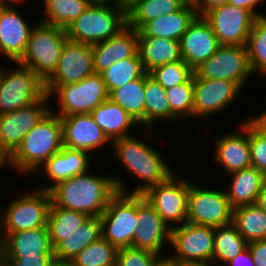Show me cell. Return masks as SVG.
<instances>
[{
	"mask_svg": "<svg viewBox=\"0 0 266 266\" xmlns=\"http://www.w3.org/2000/svg\"><path fill=\"white\" fill-rule=\"evenodd\" d=\"M90 172L89 170L55 185L50 190L52 203L56 207L82 212L88 216H101L117 192L130 194L125 188V182L119 177Z\"/></svg>",
	"mask_w": 266,
	"mask_h": 266,
	"instance_id": "6da1fadb",
	"label": "cell"
},
{
	"mask_svg": "<svg viewBox=\"0 0 266 266\" xmlns=\"http://www.w3.org/2000/svg\"><path fill=\"white\" fill-rule=\"evenodd\" d=\"M148 143L133 134L111 143L118 163H121L136 181L140 180L137 187L130 190V194H143L149 187L167 181L174 174L171 170L173 168L162 158L161 152L153 149Z\"/></svg>",
	"mask_w": 266,
	"mask_h": 266,
	"instance_id": "7a4b0ae2",
	"label": "cell"
},
{
	"mask_svg": "<svg viewBox=\"0 0 266 266\" xmlns=\"http://www.w3.org/2000/svg\"><path fill=\"white\" fill-rule=\"evenodd\" d=\"M53 109L21 140L20 145L11 154L12 167L17 173L30 174L58 153L63 147L62 124L60 116Z\"/></svg>",
	"mask_w": 266,
	"mask_h": 266,
	"instance_id": "3957f363",
	"label": "cell"
},
{
	"mask_svg": "<svg viewBox=\"0 0 266 266\" xmlns=\"http://www.w3.org/2000/svg\"><path fill=\"white\" fill-rule=\"evenodd\" d=\"M67 40L66 29L36 22L31 30L25 53L17 63L30 68L45 82L56 70Z\"/></svg>",
	"mask_w": 266,
	"mask_h": 266,
	"instance_id": "277c9868",
	"label": "cell"
},
{
	"mask_svg": "<svg viewBox=\"0 0 266 266\" xmlns=\"http://www.w3.org/2000/svg\"><path fill=\"white\" fill-rule=\"evenodd\" d=\"M35 189L9 201L0 215V242L10 233L47 227L52 203L50 191Z\"/></svg>",
	"mask_w": 266,
	"mask_h": 266,
	"instance_id": "5b68a950",
	"label": "cell"
},
{
	"mask_svg": "<svg viewBox=\"0 0 266 266\" xmlns=\"http://www.w3.org/2000/svg\"><path fill=\"white\" fill-rule=\"evenodd\" d=\"M126 25V12L119 6L90 4L66 29L69 40L95 44L113 37Z\"/></svg>",
	"mask_w": 266,
	"mask_h": 266,
	"instance_id": "8992f818",
	"label": "cell"
},
{
	"mask_svg": "<svg viewBox=\"0 0 266 266\" xmlns=\"http://www.w3.org/2000/svg\"><path fill=\"white\" fill-rule=\"evenodd\" d=\"M15 64L18 67L12 70L0 67V114L14 112L46 95L45 82L30 68Z\"/></svg>",
	"mask_w": 266,
	"mask_h": 266,
	"instance_id": "52a82bcc",
	"label": "cell"
},
{
	"mask_svg": "<svg viewBox=\"0 0 266 266\" xmlns=\"http://www.w3.org/2000/svg\"><path fill=\"white\" fill-rule=\"evenodd\" d=\"M101 237L117 249L132 246L137 219V194L117 192L100 216Z\"/></svg>",
	"mask_w": 266,
	"mask_h": 266,
	"instance_id": "ba28073f",
	"label": "cell"
},
{
	"mask_svg": "<svg viewBox=\"0 0 266 266\" xmlns=\"http://www.w3.org/2000/svg\"><path fill=\"white\" fill-rule=\"evenodd\" d=\"M54 96L59 110L53 113L62 117L91 113L109 98V93L101 74L94 73L80 82L58 86L49 95L50 98Z\"/></svg>",
	"mask_w": 266,
	"mask_h": 266,
	"instance_id": "9c48e42d",
	"label": "cell"
},
{
	"mask_svg": "<svg viewBox=\"0 0 266 266\" xmlns=\"http://www.w3.org/2000/svg\"><path fill=\"white\" fill-rule=\"evenodd\" d=\"M189 189L190 180L173 174L167 181L149 187L142 196L171 229L187 222Z\"/></svg>",
	"mask_w": 266,
	"mask_h": 266,
	"instance_id": "30bf717a",
	"label": "cell"
},
{
	"mask_svg": "<svg viewBox=\"0 0 266 266\" xmlns=\"http://www.w3.org/2000/svg\"><path fill=\"white\" fill-rule=\"evenodd\" d=\"M194 74L201 79L232 81L241 88L254 75L247 47L239 45H220L207 61L194 69Z\"/></svg>",
	"mask_w": 266,
	"mask_h": 266,
	"instance_id": "8fae6325",
	"label": "cell"
},
{
	"mask_svg": "<svg viewBox=\"0 0 266 266\" xmlns=\"http://www.w3.org/2000/svg\"><path fill=\"white\" fill-rule=\"evenodd\" d=\"M232 217L233 209L226 191L199 188L190 181L187 222L216 228L232 223Z\"/></svg>",
	"mask_w": 266,
	"mask_h": 266,
	"instance_id": "7c38bea8",
	"label": "cell"
},
{
	"mask_svg": "<svg viewBox=\"0 0 266 266\" xmlns=\"http://www.w3.org/2000/svg\"><path fill=\"white\" fill-rule=\"evenodd\" d=\"M214 239L215 227L186 222L171 228L168 245L172 246L174 251L167 255L177 262L212 263Z\"/></svg>",
	"mask_w": 266,
	"mask_h": 266,
	"instance_id": "4fadbf2b",
	"label": "cell"
},
{
	"mask_svg": "<svg viewBox=\"0 0 266 266\" xmlns=\"http://www.w3.org/2000/svg\"><path fill=\"white\" fill-rule=\"evenodd\" d=\"M94 73L91 45L68 39L62 48L56 70L45 81L46 94L50 95L60 85L80 82Z\"/></svg>",
	"mask_w": 266,
	"mask_h": 266,
	"instance_id": "5bb4252c",
	"label": "cell"
},
{
	"mask_svg": "<svg viewBox=\"0 0 266 266\" xmlns=\"http://www.w3.org/2000/svg\"><path fill=\"white\" fill-rule=\"evenodd\" d=\"M211 25L220 45L246 46L256 16L249 10L224 4L203 16Z\"/></svg>",
	"mask_w": 266,
	"mask_h": 266,
	"instance_id": "9a60e30c",
	"label": "cell"
},
{
	"mask_svg": "<svg viewBox=\"0 0 266 266\" xmlns=\"http://www.w3.org/2000/svg\"><path fill=\"white\" fill-rule=\"evenodd\" d=\"M49 100L50 97L46 94L28 106L0 114V142L10 154L17 149L24 136L51 111Z\"/></svg>",
	"mask_w": 266,
	"mask_h": 266,
	"instance_id": "2e32d148",
	"label": "cell"
},
{
	"mask_svg": "<svg viewBox=\"0 0 266 266\" xmlns=\"http://www.w3.org/2000/svg\"><path fill=\"white\" fill-rule=\"evenodd\" d=\"M194 117L209 118L226 110L243 91L235 82L228 80H210L193 75ZM200 117V118H199Z\"/></svg>",
	"mask_w": 266,
	"mask_h": 266,
	"instance_id": "e0dca14e",
	"label": "cell"
},
{
	"mask_svg": "<svg viewBox=\"0 0 266 266\" xmlns=\"http://www.w3.org/2000/svg\"><path fill=\"white\" fill-rule=\"evenodd\" d=\"M137 219L139 226L135 230L131 247L158 255L164 253L163 247L170 243L171 229L142 194H137Z\"/></svg>",
	"mask_w": 266,
	"mask_h": 266,
	"instance_id": "ac0fdd59",
	"label": "cell"
},
{
	"mask_svg": "<svg viewBox=\"0 0 266 266\" xmlns=\"http://www.w3.org/2000/svg\"><path fill=\"white\" fill-rule=\"evenodd\" d=\"M181 59L193 70L207 61L220 47L210 23L196 16L179 40Z\"/></svg>",
	"mask_w": 266,
	"mask_h": 266,
	"instance_id": "d6986e66",
	"label": "cell"
},
{
	"mask_svg": "<svg viewBox=\"0 0 266 266\" xmlns=\"http://www.w3.org/2000/svg\"><path fill=\"white\" fill-rule=\"evenodd\" d=\"M60 120L63 146L67 148L91 153L94 150L97 151L108 142L112 143L103 130L95 123L90 113L62 116Z\"/></svg>",
	"mask_w": 266,
	"mask_h": 266,
	"instance_id": "ffe728a7",
	"label": "cell"
},
{
	"mask_svg": "<svg viewBox=\"0 0 266 266\" xmlns=\"http://www.w3.org/2000/svg\"><path fill=\"white\" fill-rule=\"evenodd\" d=\"M239 131L226 132L214 140V163L219 164L228 173L251 167L250 144L248 139V123L244 120ZM241 129V130H240Z\"/></svg>",
	"mask_w": 266,
	"mask_h": 266,
	"instance_id": "44dd1931",
	"label": "cell"
},
{
	"mask_svg": "<svg viewBox=\"0 0 266 266\" xmlns=\"http://www.w3.org/2000/svg\"><path fill=\"white\" fill-rule=\"evenodd\" d=\"M17 6L0 7V55L9 61L18 62L25 53L30 26L18 11Z\"/></svg>",
	"mask_w": 266,
	"mask_h": 266,
	"instance_id": "7402d4cb",
	"label": "cell"
},
{
	"mask_svg": "<svg viewBox=\"0 0 266 266\" xmlns=\"http://www.w3.org/2000/svg\"><path fill=\"white\" fill-rule=\"evenodd\" d=\"M95 73L101 74L114 63L138 53L137 30L127 24L113 37L91 45Z\"/></svg>",
	"mask_w": 266,
	"mask_h": 266,
	"instance_id": "603a6c76",
	"label": "cell"
},
{
	"mask_svg": "<svg viewBox=\"0 0 266 266\" xmlns=\"http://www.w3.org/2000/svg\"><path fill=\"white\" fill-rule=\"evenodd\" d=\"M89 154L83 150L63 146L58 153H55L41 166L45 176L53 184L44 186V184L39 183L40 187L36 188L50 191L59 182L89 171L92 165Z\"/></svg>",
	"mask_w": 266,
	"mask_h": 266,
	"instance_id": "cb8c5ba5",
	"label": "cell"
},
{
	"mask_svg": "<svg viewBox=\"0 0 266 266\" xmlns=\"http://www.w3.org/2000/svg\"><path fill=\"white\" fill-rule=\"evenodd\" d=\"M0 255L2 257L54 256L48 227L8 234L0 242Z\"/></svg>",
	"mask_w": 266,
	"mask_h": 266,
	"instance_id": "d4e9b609",
	"label": "cell"
},
{
	"mask_svg": "<svg viewBox=\"0 0 266 266\" xmlns=\"http://www.w3.org/2000/svg\"><path fill=\"white\" fill-rule=\"evenodd\" d=\"M196 16V9L188 0L178 11L146 22L137 33L138 36H153L179 41Z\"/></svg>",
	"mask_w": 266,
	"mask_h": 266,
	"instance_id": "484cf974",
	"label": "cell"
},
{
	"mask_svg": "<svg viewBox=\"0 0 266 266\" xmlns=\"http://www.w3.org/2000/svg\"><path fill=\"white\" fill-rule=\"evenodd\" d=\"M229 175L231 182L225 191L231 208L256 204L266 177L252 166Z\"/></svg>",
	"mask_w": 266,
	"mask_h": 266,
	"instance_id": "4316f807",
	"label": "cell"
},
{
	"mask_svg": "<svg viewBox=\"0 0 266 266\" xmlns=\"http://www.w3.org/2000/svg\"><path fill=\"white\" fill-rule=\"evenodd\" d=\"M90 114L111 142L130 136L132 132L129 130L139 125L120 105L109 98Z\"/></svg>",
	"mask_w": 266,
	"mask_h": 266,
	"instance_id": "83f0119b",
	"label": "cell"
},
{
	"mask_svg": "<svg viewBox=\"0 0 266 266\" xmlns=\"http://www.w3.org/2000/svg\"><path fill=\"white\" fill-rule=\"evenodd\" d=\"M138 54L146 73L181 60L179 41L153 36H138Z\"/></svg>",
	"mask_w": 266,
	"mask_h": 266,
	"instance_id": "f1b7e54d",
	"label": "cell"
},
{
	"mask_svg": "<svg viewBox=\"0 0 266 266\" xmlns=\"http://www.w3.org/2000/svg\"><path fill=\"white\" fill-rule=\"evenodd\" d=\"M101 237L100 216H89L72 234L54 248L58 263H70L89 244Z\"/></svg>",
	"mask_w": 266,
	"mask_h": 266,
	"instance_id": "f546056e",
	"label": "cell"
},
{
	"mask_svg": "<svg viewBox=\"0 0 266 266\" xmlns=\"http://www.w3.org/2000/svg\"><path fill=\"white\" fill-rule=\"evenodd\" d=\"M109 99L120 105L138 124L145 126V74L112 90Z\"/></svg>",
	"mask_w": 266,
	"mask_h": 266,
	"instance_id": "4dcf8cb0",
	"label": "cell"
},
{
	"mask_svg": "<svg viewBox=\"0 0 266 266\" xmlns=\"http://www.w3.org/2000/svg\"><path fill=\"white\" fill-rule=\"evenodd\" d=\"M188 0H139L126 11V24L137 31L148 21L178 11Z\"/></svg>",
	"mask_w": 266,
	"mask_h": 266,
	"instance_id": "1f68e13d",
	"label": "cell"
},
{
	"mask_svg": "<svg viewBox=\"0 0 266 266\" xmlns=\"http://www.w3.org/2000/svg\"><path fill=\"white\" fill-rule=\"evenodd\" d=\"M158 121L171 123L166 89L145 73V126L148 132L154 130Z\"/></svg>",
	"mask_w": 266,
	"mask_h": 266,
	"instance_id": "d6a6232c",
	"label": "cell"
},
{
	"mask_svg": "<svg viewBox=\"0 0 266 266\" xmlns=\"http://www.w3.org/2000/svg\"><path fill=\"white\" fill-rule=\"evenodd\" d=\"M232 223L248 243L266 240V212L256 204L233 209Z\"/></svg>",
	"mask_w": 266,
	"mask_h": 266,
	"instance_id": "836d02e7",
	"label": "cell"
},
{
	"mask_svg": "<svg viewBox=\"0 0 266 266\" xmlns=\"http://www.w3.org/2000/svg\"><path fill=\"white\" fill-rule=\"evenodd\" d=\"M247 247L248 242L238 232L233 223L216 227L212 264L214 266L221 263L225 265Z\"/></svg>",
	"mask_w": 266,
	"mask_h": 266,
	"instance_id": "e575fe53",
	"label": "cell"
},
{
	"mask_svg": "<svg viewBox=\"0 0 266 266\" xmlns=\"http://www.w3.org/2000/svg\"><path fill=\"white\" fill-rule=\"evenodd\" d=\"M88 217L85 213L56 207L51 203L47 227L52 248L79 228Z\"/></svg>",
	"mask_w": 266,
	"mask_h": 266,
	"instance_id": "d590c367",
	"label": "cell"
},
{
	"mask_svg": "<svg viewBox=\"0 0 266 266\" xmlns=\"http://www.w3.org/2000/svg\"><path fill=\"white\" fill-rule=\"evenodd\" d=\"M90 4L89 0H44V14L46 16L39 21L67 29Z\"/></svg>",
	"mask_w": 266,
	"mask_h": 266,
	"instance_id": "8d00e7d4",
	"label": "cell"
},
{
	"mask_svg": "<svg viewBox=\"0 0 266 266\" xmlns=\"http://www.w3.org/2000/svg\"><path fill=\"white\" fill-rule=\"evenodd\" d=\"M139 54L114 63L101 73L108 93L145 74Z\"/></svg>",
	"mask_w": 266,
	"mask_h": 266,
	"instance_id": "74e56055",
	"label": "cell"
},
{
	"mask_svg": "<svg viewBox=\"0 0 266 266\" xmlns=\"http://www.w3.org/2000/svg\"><path fill=\"white\" fill-rule=\"evenodd\" d=\"M246 47L253 74L266 76V15L254 21Z\"/></svg>",
	"mask_w": 266,
	"mask_h": 266,
	"instance_id": "f35d334b",
	"label": "cell"
},
{
	"mask_svg": "<svg viewBox=\"0 0 266 266\" xmlns=\"http://www.w3.org/2000/svg\"><path fill=\"white\" fill-rule=\"evenodd\" d=\"M118 249L100 237L89 244L70 264L72 266H116Z\"/></svg>",
	"mask_w": 266,
	"mask_h": 266,
	"instance_id": "ab89813d",
	"label": "cell"
},
{
	"mask_svg": "<svg viewBox=\"0 0 266 266\" xmlns=\"http://www.w3.org/2000/svg\"><path fill=\"white\" fill-rule=\"evenodd\" d=\"M170 106V120L194 118V85L193 77L183 84L166 89Z\"/></svg>",
	"mask_w": 266,
	"mask_h": 266,
	"instance_id": "60d3db41",
	"label": "cell"
},
{
	"mask_svg": "<svg viewBox=\"0 0 266 266\" xmlns=\"http://www.w3.org/2000/svg\"><path fill=\"white\" fill-rule=\"evenodd\" d=\"M194 75V70L182 59L173 63L158 66L149 72V76L168 89L188 82Z\"/></svg>",
	"mask_w": 266,
	"mask_h": 266,
	"instance_id": "b9f144b4",
	"label": "cell"
},
{
	"mask_svg": "<svg viewBox=\"0 0 266 266\" xmlns=\"http://www.w3.org/2000/svg\"><path fill=\"white\" fill-rule=\"evenodd\" d=\"M162 257L148 250L127 247L118 249L116 266H156Z\"/></svg>",
	"mask_w": 266,
	"mask_h": 266,
	"instance_id": "7bdbcfd3",
	"label": "cell"
},
{
	"mask_svg": "<svg viewBox=\"0 0 266 266\" xmlns=\"http://www.w3.org/2000/svg\"><path fill=\"white\" fill-rule=\"evenodd\" d=\"M251 165L266 177V138L258 134L248 124Z\"/></svg>",
	"mask_w": 266,
	"mask_h": 266,
	"instance_id": "ee69618b",
	"label": "cell"
},
{
	"mask_svg": "<svg viewBox=\"0 0 266 266\" xmlns=\"http://www.w3.org/2000/svg\"><path fill=\"white\" fill-rule=\"evenodd\" d=\"M10 266H53L54 256L3 257Z\"/></svg>",
	"mask_w": 266,
	"mask_h": 266,
	"instance_id": "f6af8a7d",
	"label": "cell"
},
{
	"mask_svg": "<svg viewBox=\"0 0 266 266\" xmlns=\"http://www.w3.org/2000/svg\"><path fill=\"white\" fill-rule=\"evenodd\" d=\"M255 266H266V240L248 243Z\"/></svg>",
	"mask_w": 266,
	"mask_h": 266,
	"instance_id": "bcb514c9",
	"label": "cell"
},
{
	"mask_svg": "<svg viewBox=\"0 0 266 266\" xmlns=\"http://www.w3.org/2000/svg\"><path fill=\"white\" fill-rule=\"evenodd\" d=\"M198 16H204L209 10L227 4V0H190Z\"/></svg>",
	"mask_w": 266,
	"mask_h": 266,
	"instance_id": "7dc6e473",
	"label": "cell"
},
{
	"mask_svg": "<svg viewBox=\"0 0 266 266\" xmlns=\"http://www.w3.org/2000/svg\"><path fill=\"white\" fill-rule=\"evenodd\" d=\"M265 0H227V3L238 7V8H244L249 11H251L256 17L265 16L264 12H259L260 10L256 9L258 7V4L263 2Z\"/></svg>",
	"mask_w": 266,
	"mask_h": 266,
	"instance_id": "c3c4849f",
	"label": "cell"
},
{
	"mask_svg": "<svg viewBox=\"0 0 266 266\" xmlns=\"http://www.w3.org/2000/svg\"><path fill=\"white\" fill-rule=\"evenodd\" d=\"M258 134L266 138V110L256 116H249L245 120Z\"/></svg>",
	"mask_w": 266,
	"mask_h": 266,
	"instance_id": "681fc988",
	"label": "cell"
},
{
	"mask_svg": "<svg viewBox=\"0 0 266 266\" xmlns=\"http://www.w3.org/2000/svg\"><path fill=\"white\" fill-rule=\"evenodd\" d=\"M225 266H255L254 260L247 247L244 251L240 252L236 257L228 261Z\"/></svg>",
	"mask_w": 266,
	"mask_h": 266,
	"instance_id": "f907efd6",
	"label": "cell"
},
{
	"mask_svg": "<svg viewBox=\"0 0 266 266\" xmlns=\"http://www.w3.org/2000/svg\"><path fill=\"white\" fill-rule=\"evenodd\" d=\"M5 165L12 166L11 154L0 142V170H2Z\"/></svg>",
	"mask_w": 266,
	"mask_h": 266,
	"instance_id": "816d5d0a",
	"label": "cell"
},
{
	"mask_svg": "<svg viewBox=\"0 0 266 266\" xmlns=\"http://www.w3.org/2000/svg\"><path fill=\"white\" fill-rule=\"evenodd\" d=\"M256 205L266 212V181L258 195Z\"/></svg>",
	"mask_w": 266,
	"mask_h": 266,
	"instance_id": "f5cc1de1",
	"label": "cell"
},
{
	"mask_svg": "<svg viewBox=\"0 0 266 266\" xmlns=\"http://www.w3.org/2000/svg\"><path fill=\"white\" fill-rule=\"evenodd\" d=\"M156 266H179V262L172 260L168 255H164Z\"/></svg>",
	"mask_w": 266,
	"mask_h": 266,
	"instance_id": "db71d44e",
	"label": "cell"
},
{
	"mask_svg": "<svg viewBox=\"0 0 266 266\" xmlns=\"http://www.w3.org/2000/svg\"><path fill=\"white\" fill-rule=\"evenodd\" d=\"M91 4L119 6V0H89Z\"/></svg>",
	"mask_w": 266,
	"mask_h": 266,
	"instance_id": "11a10c76",
	"label": "cell"
},
{
	"mask_svg": "<svg viewBox=\"0 0 266 266\" xmlns=\"http://www.w3.org/2000/svg\"><path fill=\"white\" fill-rule=\"evenodd\" d=\"M139 0H119V7L125 12Z\"/></svg>",
	"mask_w": 266,
	"mask_h": 266,
	"instance_id": "9f6ffc18",
	"label": "cell"
},
{
	"mask_svg": "<svg viewBox=\"0 0 266 266\" xmlns=\"http://www.w3.org/2000/svg\"><path fill=\"white\" fill-rule=\"evenodd\" d=\"M28 0H0V7H14L15 3H24ZM13 4V5H12Z\"/></svg>",
	"mask_w": 266,
	"mask_h": 266,
	"instance_id": "6f0895ef",
	"label": "cell"
},
{
	"mask_svg": "<svg viewBox=\"0 0 266 266\" xmlns=\"http://www.w3.org/2000/svg\"><path fill=\"white\" fill-rule=\"evenodd\" d=\"M179 266H214L208 262H179Z\"/></svg>",
	"mask_w": 266,
	"mask_h": 266,
	"instance_id": "680465c9",
	"label": "cell"
},
{
	"mask_svg": "<svg viewBox=\"0 0 266 266\" xmlns=\"http://www.w3.org/2000/svg\"><path fill=\"white\" fill-rule=\"evenodd\" d=\"M0 266H10V264L0 255Z\"/></svg>",
	"mask_w": 266,
	"mask_h": 266,
	"instance_id": "91938a15",
	"label": "cell"
},
{
	"mask_svg": "<svg viewBox=\"0 0 266 266\" xmlns=\"http://www.w3.org/2000/svg\"><path fill=\"white\" fill-rule=\"evenodd\" d=\"M53 266H72L70 263H58L56 262Z\"/></svg>",
	"mask_w": 266,
	"mask_h": 266,
	"instance_id": "94428289",
	"label": "cell"
}]
</instances>
